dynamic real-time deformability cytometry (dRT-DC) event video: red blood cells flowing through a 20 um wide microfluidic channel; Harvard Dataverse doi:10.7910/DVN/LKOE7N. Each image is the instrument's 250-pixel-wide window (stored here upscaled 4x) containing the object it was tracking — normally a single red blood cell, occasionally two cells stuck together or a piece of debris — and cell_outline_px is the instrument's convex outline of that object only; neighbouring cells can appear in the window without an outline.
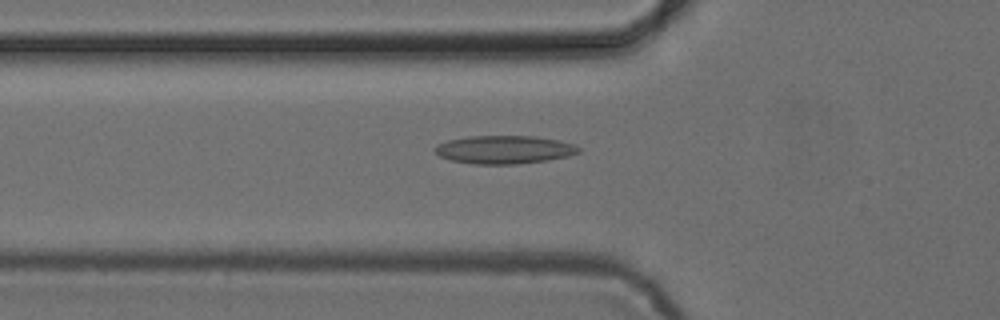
{"species": "common noctule bat (a hibernating species)", "species_latin": "Nyctalus noctula", "temperature_condition": "cold", "stored_images_in_passage": 36, "camera_frame_rate_fps": 3000, "um_per_image_px": 0.085, "animal": {"sex": "female", "body_mass_g": 24.6, "forearm_length_mm": 56.2}, "frame": {"image": 1, "passage_image": 2, "time_ms": 0.333, "image_size_px": [1000, 320], "cell_outline_px": [[580, 152], [568, 156], [548, 160], [516, 164], [472, 164], [452, 160], [440, 156], [436, 152], [436, 144], [448, 140], [468, 136], [536, 136], [560, 140], [576, 144], [580, 148]], "centroid_in_image_um": [42.91, 12.71], "position_along_channel_um": 82.9, "area_um2": 23.7}}
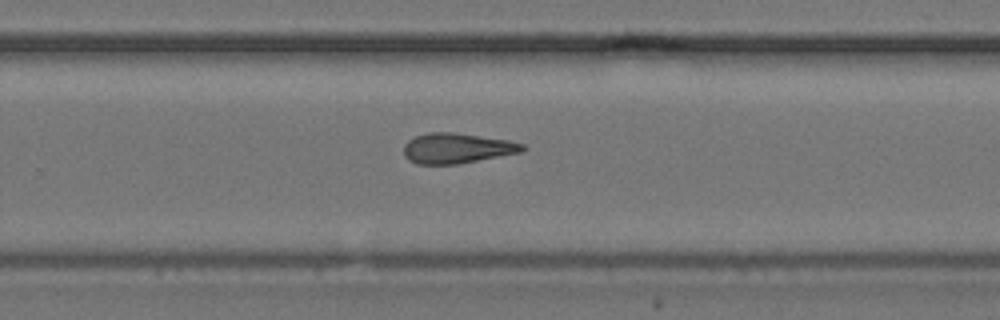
{"frame": {"image": 2, "passage_image": 18, "time_ms": 5.667, "image_size_px": [1000, 320], "cell_outline_px": [[528, 148], [520, 152], [456, 164], [416, 164], [408, 160], [404, 156], [404, 144], [408, 140], [416, 136], [428, 132], [452, 132], [508, 140], [524, 144]], "centroid_in_image_um": [38.8, 12.59], "position_along_channel_um": 291.0, "area_um2": 20.81}}
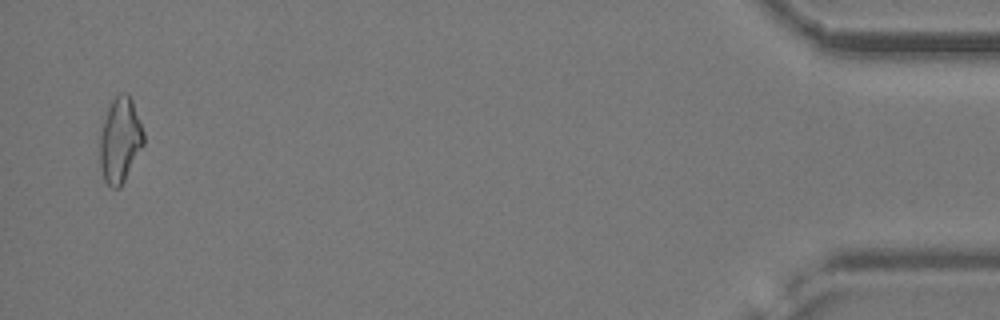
{"frame": {"image": 3, "passage_image": 35, "time_ms": 11.333, "image_size_px": [1000, 320], "cell_outline_px": [[144, 144], [120, 188], [112, 188], [104, 180], [100, 164], [100, 132], [108, 108], [112, 100], [120, 92], [128, 92], [132, 100], [144, 132]], "centroid_in_image_um": [10.21, 11.9], "position_along_channel_um": 425.0, "area_um2": 21.62}, "authors_computed_cell_mechanics": {"area_um2": 20.9236, "velocity_mm_per_s": 3.8954, "shape_relaxation_time_tau1_ms": null, "shape_relaxation_time_tau2_ms": 4.3352, "deformation_change_tau1": null, "deformation_change_tau2": 0.136}}